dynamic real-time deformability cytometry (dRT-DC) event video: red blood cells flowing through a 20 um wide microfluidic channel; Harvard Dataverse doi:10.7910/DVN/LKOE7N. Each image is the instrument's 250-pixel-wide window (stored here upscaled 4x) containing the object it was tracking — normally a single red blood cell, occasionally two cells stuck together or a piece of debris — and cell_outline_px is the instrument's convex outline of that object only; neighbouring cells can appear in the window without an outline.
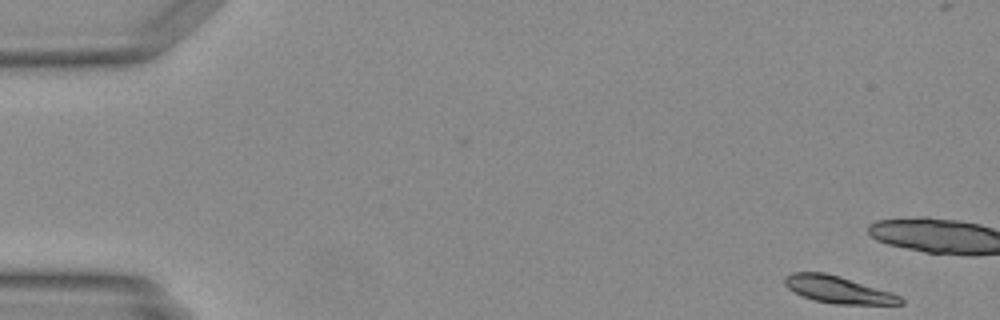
{"species": "Egyptian fruit bat (a non-hibernating species)", "species_latin": "Rousettus aegyptiacus", "temperature_condition": "warm", "stored_images_in_passage": 14, "camera_frame_rate_fps": 3000, "um_per_image_px": 0.085, "animal": {"sex": "female"}, "frame": {"image": 1, "passage_image": 1, "time_ms": 0.0, "image_size_px": [1000, 320], "cell_outline_px": [[904, 304], [836, 304], [816, 300], [804, 296], [788, 288], [784, 284], [784, 276], [792, 272], [824, 272], [840, 276], [892, 292], [900, 296], [904, 300]], "centroid_in_image_um": [71.25, 24.6], "position_along_channel_um": 13.7, "area_um2": 18.15}}